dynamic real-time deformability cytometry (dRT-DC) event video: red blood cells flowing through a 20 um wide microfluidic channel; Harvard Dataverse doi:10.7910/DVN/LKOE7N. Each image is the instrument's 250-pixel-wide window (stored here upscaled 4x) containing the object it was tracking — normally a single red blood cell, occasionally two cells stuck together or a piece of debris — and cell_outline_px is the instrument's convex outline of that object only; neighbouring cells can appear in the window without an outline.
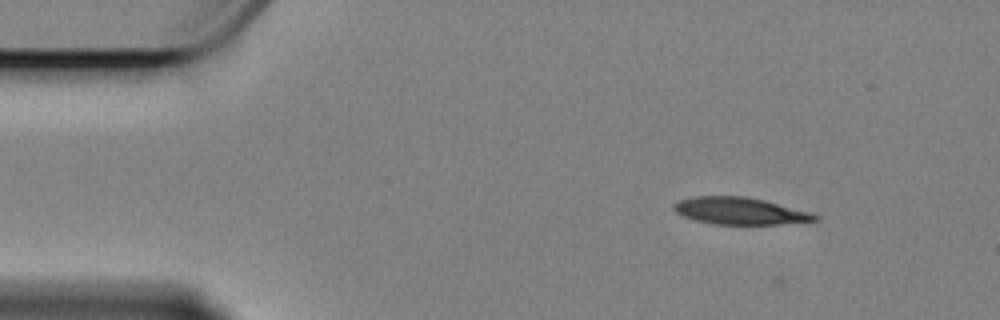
{"species": "Egyptian fruit bat (a non-hibernating species)", "species_latin": "Rousettus aegyptiacus", "temperature_condition": "cold", "stored_images_in_passage": 7, "camera_frame_rate_fps": 3000, "um_per_image_px": 0.085, "animal": {"sex": "female"}, "frame": {"image": 1, "passage_image": 6, "time_ms": 1.667, "image_size_px": [1000, 320], "cell_outline_px": [[820, 220], [780, 224], [712, 224], [696, 220], [684, 216], [676, 212], [672, 208], [672, 204], [680, 200], [696, 196], [744, 196], [764, 200], [812, 212], [820, 216]], "centroid_in_image_um": [62.92, 17.93], "position_along_channel_um": 22.1, "area_um2": 22.25}}